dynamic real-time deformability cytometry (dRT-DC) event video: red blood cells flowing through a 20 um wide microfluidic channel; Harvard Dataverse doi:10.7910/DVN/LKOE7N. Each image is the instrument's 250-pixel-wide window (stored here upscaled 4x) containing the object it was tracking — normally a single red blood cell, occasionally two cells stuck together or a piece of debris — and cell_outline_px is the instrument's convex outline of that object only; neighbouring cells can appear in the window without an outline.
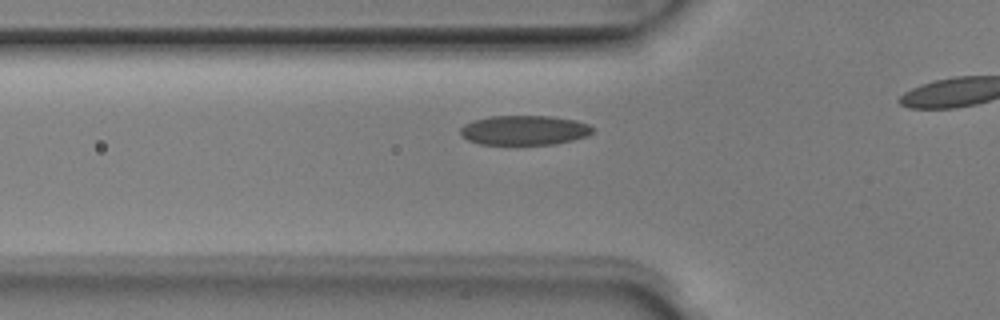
{"species": "Egyptian fruit bat (a non-hibernating species)", "species_latin": "Rousettus aegyptiacus", "temperature_condition": "room temperature", "stored_images_in_passage": 28, "camera_frame_rate_fps": 3000, "um_per_image_px": 0.085, "animal": {"sex": "male"}, "frame": {"image": 1, "passage_image": 4, "time_ms": 1.0, "image_size_px": [1000, 320], "cell_outline_px": [[592, 132], [588, 136], [556, 144], [480, 144], [468, 140], [460, 132], [460, 128], [464, 124], [472, 120], [492, 116], [552, 116], [576, 120], [588, 124], [592, 128]], "centroid_in_image_um": [44.57, 11.06], "position_along_channel_um": 81.2, "area_um2": 22.77}}
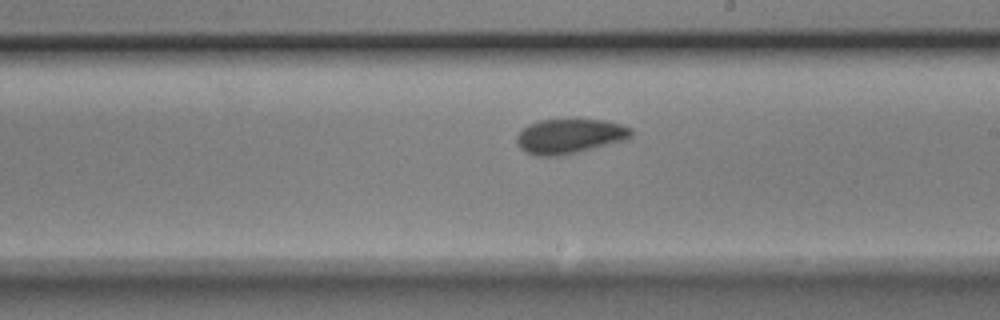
{"frame": {"image": 2, "passage_image": 16, "time_ms": 5.0, "image_size_px": [1000, 320], "cell_outline_px": [[632, 136], [624, 140], [576, 152], [556, 156], [536, 156], [524, 152], [520, 148], [516, 140], [516, 136], [528, 124], [540, 120], [576, 116], [604, 120], [620, 124], [632, 128]], "centroid_in_image_um": [48.4, 11.52], "position_along_channel_um": 240.6, "area_um2": 23.81}}
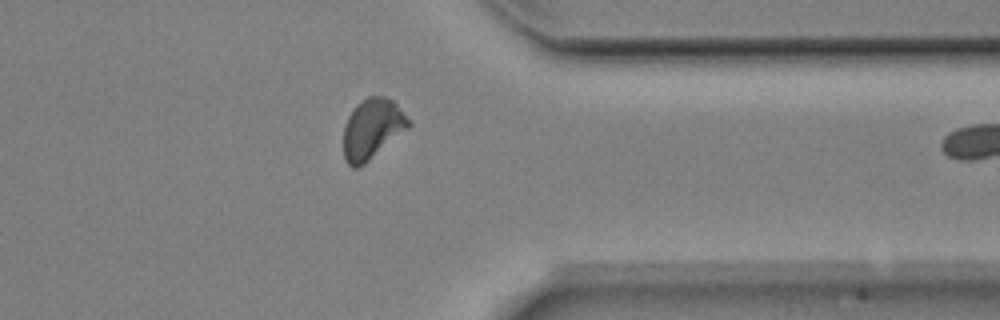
{"frame": {"image": 3, "passage_image": 27, "time_ms": 8.667, "image_size_px": [1000, 320], "cell_outline_px": [[412, 124], [408, 128], [364, 164], [356, 168], [352, 168], [344, 160], [344, 124], [348, 116], [356, 104], [368, 96], [384, 96], [392, 100], [396, 104]], "centroid_in_image_um": [31.61, 10.95], "position_along_channel_um": 379.8, "area_um2": 22.6}}